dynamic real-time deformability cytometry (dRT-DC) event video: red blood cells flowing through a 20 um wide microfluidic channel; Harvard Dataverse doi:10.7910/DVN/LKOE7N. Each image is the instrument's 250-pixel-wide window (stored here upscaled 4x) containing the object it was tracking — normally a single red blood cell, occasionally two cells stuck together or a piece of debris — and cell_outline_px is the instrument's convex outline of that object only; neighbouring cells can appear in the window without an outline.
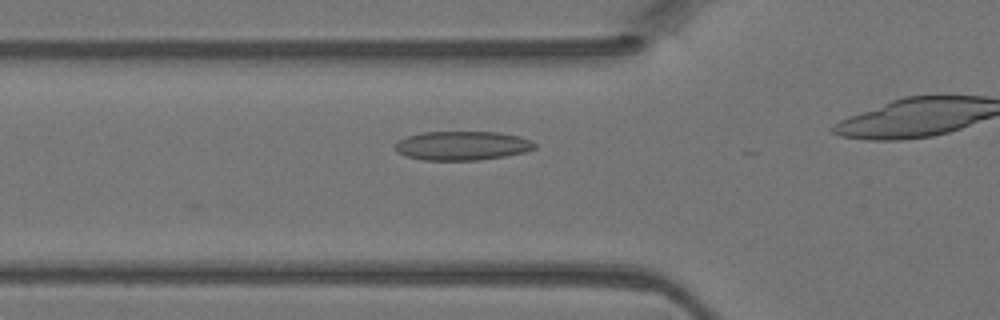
{"species": "Egyptian fruit bat (a non-hibernating species)", "species_latin": "Rousettus aegyptiacus", "temperature_condition": "warm", "stored_images_in_passage": 5, "camera_frame_rate_fps": 3000, "um_per_image_px": 0.085, "animal": {"sex": "female"}, "frame": {"image": 1, "passage_image": 4, "time_ms": 1.0, "image_size_px": [1000, 320], "cell_outline_px": [[536, 148], [524, 152], [504, 156], [480, 160], [424, 160], [408, 156], [396, 152], [396, 144], [400, 140], [408, 136], [420, 132], [496, 132], [520, 136], [532, 140], [536, 144]], "centroid_in_image_um": [39.32, 12.38], "position_along_channel_um": 86.5, "area_um2": 23.52}}